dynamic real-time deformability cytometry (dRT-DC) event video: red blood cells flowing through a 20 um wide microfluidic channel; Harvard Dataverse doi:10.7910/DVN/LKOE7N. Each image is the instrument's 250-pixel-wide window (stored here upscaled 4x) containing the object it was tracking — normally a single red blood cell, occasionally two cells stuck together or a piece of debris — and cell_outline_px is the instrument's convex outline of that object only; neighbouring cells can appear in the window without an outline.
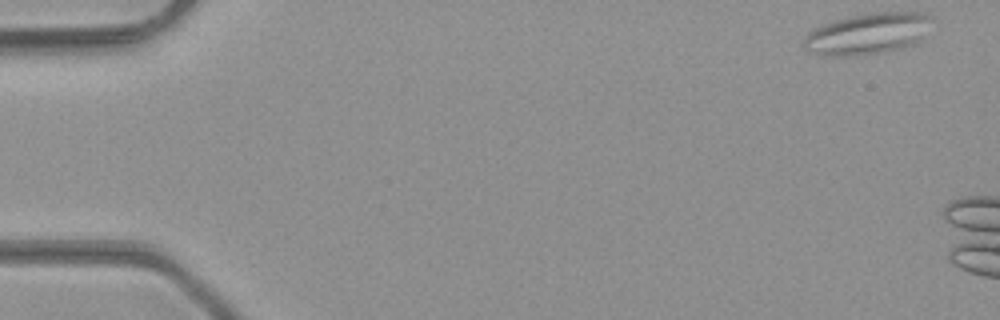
{"species": "common noctule bat (a hibernating species)", "species_latin": "Nyctalus noctula", "temperature_condition": "room temperature", "stored_images_in_passage": 5, "camera_frame_rate_fps": 3000, "um_per_image_px": 0.085, "animal": {"sex": "male", "body_mass_g": 23.1, "forearm_length_mm": 52.7}, "frame": {"image": 1, "passage_image": 1, "time_ms": 0.0, "image_size_px": [1000, 320], "cell_outline_px": [[932, 20], [924, 36], [920, 40], [912, 44], [884, 52], [856, 56], [832, 56], [812, 52], [804, 48], [804, 36], [808, 32], [824, 24], [848, 16], [868, 12], [924, 12], [932, 16]], "centroid_in_image_um": [73.77, 2.85], "position_along_channel_um": 11.2, "area_um2": 30.81}}